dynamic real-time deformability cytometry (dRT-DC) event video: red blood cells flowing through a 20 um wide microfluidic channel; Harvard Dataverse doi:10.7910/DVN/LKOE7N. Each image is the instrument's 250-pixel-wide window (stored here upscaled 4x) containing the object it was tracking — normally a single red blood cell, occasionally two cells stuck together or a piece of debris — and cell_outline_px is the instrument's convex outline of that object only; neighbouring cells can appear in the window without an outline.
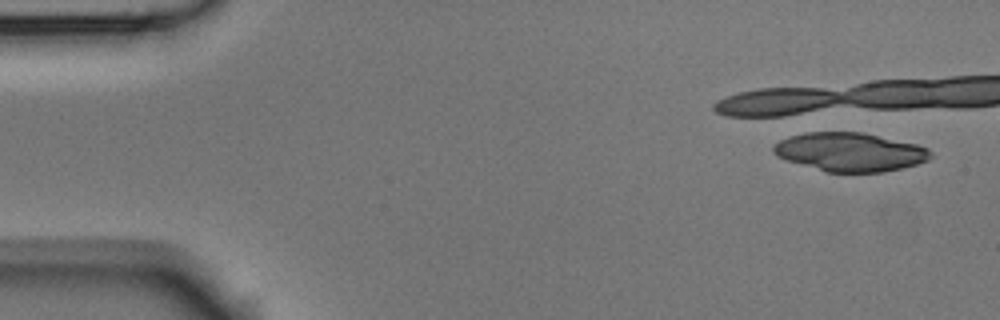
{"species": "Egyptian fruit bat (a non-hibernating species)", "species_latin": "Rousettus aegyptiacus", "temperature_condition": "room temperature", "stored_images_in_passage": 8, "camera_frame_rate_fps": 3000, "um_per_image_px": 0.085, "animal": {"sex": "male"}, "frame": {"image": 1, "passage_image": 1, "time_ms": 0.0, "image_size_px": [1000, 320], "cell_outline_px": [[932, 156], [928, 160], [916, 164], [884, 172], [828, 172], [788, 160], [776, 156], [772, 152], [772, 148], [780, 140], [788, 136], [804, 132], [864, 132], [916, 144], [928, 148], [932, 152]], "centroid_in_image_um": [72.25, 12.91], "position_along_channel_um": 12.7, "area_um2": 35.32}}